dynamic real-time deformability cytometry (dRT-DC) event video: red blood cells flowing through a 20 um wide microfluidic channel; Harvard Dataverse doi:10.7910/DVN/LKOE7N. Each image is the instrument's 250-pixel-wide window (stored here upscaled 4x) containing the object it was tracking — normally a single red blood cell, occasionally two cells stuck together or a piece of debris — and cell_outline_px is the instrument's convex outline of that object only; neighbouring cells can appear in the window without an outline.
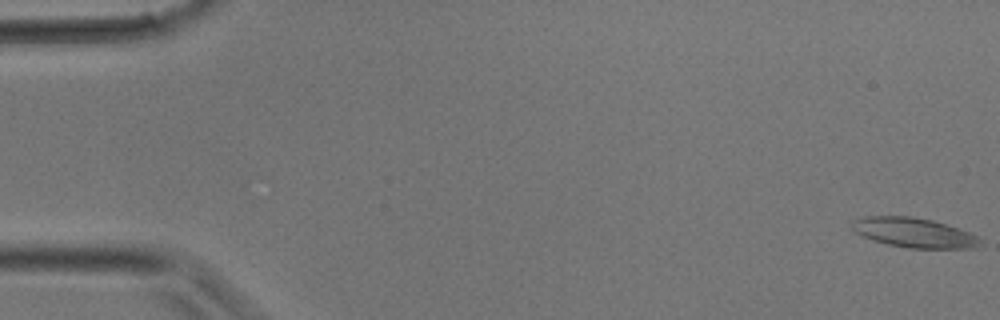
{"species": "common noctule bat (a hibernating species)", "species_latin": "Nyctalus noctula", "temperature_condition": "room temperature", "stored_images_in_passage": 4, "camera_frame_rate_fps": 3000, "um_per_image_px": 0.085, "animal": {"sex": "male", "body_mass_g": 17.9}, "frame": {"image": 1, "passage_image": 1, "time_ms": 0.0, "image_size_px": [1000, 320], "cell_outline_px": [[984, 240], [980, 244], [972, 248], [908, 248], [888, 244], [872, 240], [860, 236], [852, 228], [852, 220], [864, 216], [912, 216], [932, 220], [968, 232]], "centroid_in_image_um": [77.64, 19.77], "position_along_channel_um": 7.4, "area_um2": 22.08}}
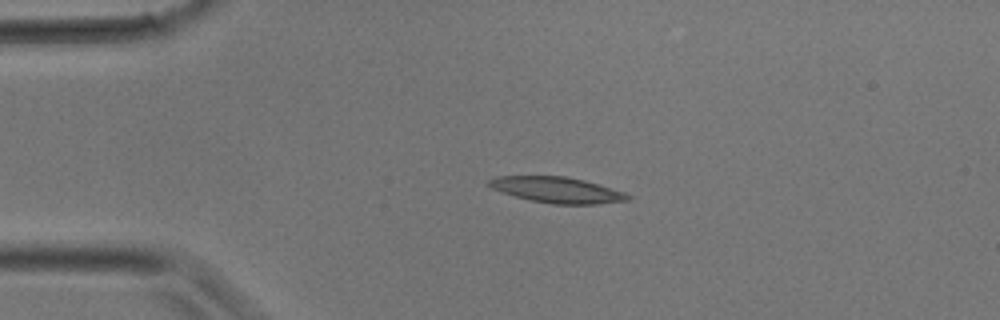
{"frame": {"image": 2, "passage_image": 3, "time_ms": 0.667, "image_size_px": [1000, 320], "cell_outline_px": [[632, 200], [596, 204], [552, 204], [532, 200], [516, 196], [492, 188], [484, 184], [488, 180], [496, 176], [564, 176], [584, 180], [600, 184], [624, 192], [632, 196]], "centroid_in_image_um": [47.38, 16.14], "position_along_channel_um": 37.6, "area_um2": 20.92}}